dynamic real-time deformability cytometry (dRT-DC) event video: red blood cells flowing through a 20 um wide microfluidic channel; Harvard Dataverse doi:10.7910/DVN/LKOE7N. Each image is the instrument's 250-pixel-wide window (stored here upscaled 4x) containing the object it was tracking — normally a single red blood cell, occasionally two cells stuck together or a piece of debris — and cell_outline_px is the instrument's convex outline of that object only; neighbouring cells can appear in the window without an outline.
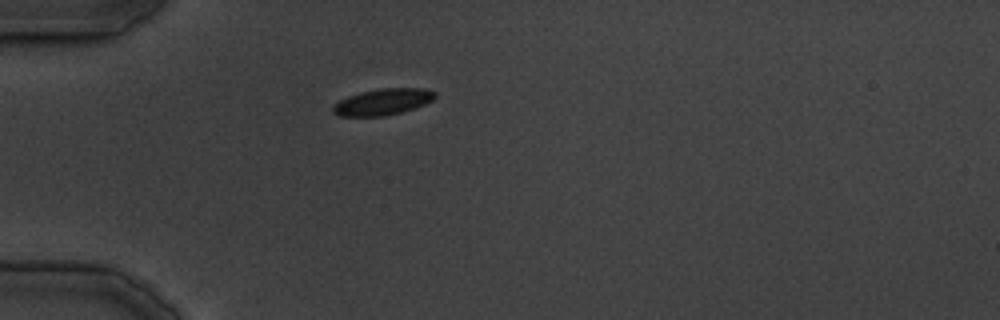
{"species": "common noctule bat (a hibernating species)", "species_latin": "Nyctalus noctula", "temperature_condition": "cold", "stored_images_in_passage": 14, "camera_frame_rate_fps": 3000, "um_per_image_px": 0.085, "animal": {"sex": "male", "body_mass_g": 19.5, "forearm_length_mm": 54.6}, "frame": {"image": 1, "passage_image": 1, "time_ms": 0.0, "image_size_px": [1000, 320], "cell_outline_px": [[436, 96], [432, 100], [424, 104], [400, 112], [384, 116], [340, 116], [332, 112], [332, 104], [348, 96], [360, 92], [380, 88], [428, 88], [436, 92]], "centroid_in_image_um": [32.52, 8.65], "position_along_channel_um": 52.5, "area_um2": 15.66}}
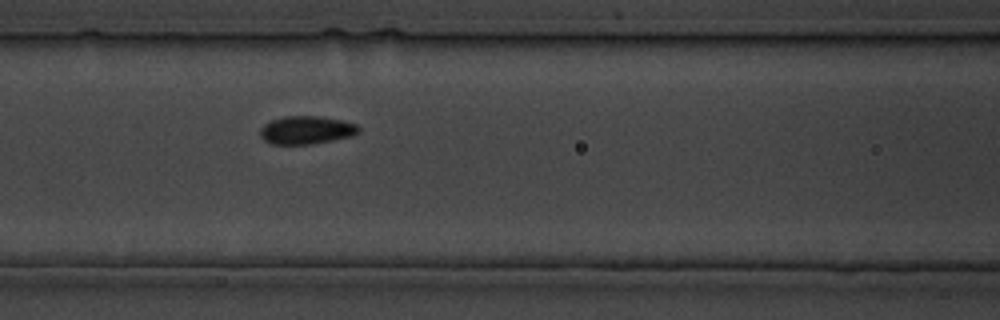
{"frame": {"image": 2, "passage_image": 7, "time_ms": 7.0, "image_size_px": [1000, 320], "cell_outline_px": [[360, 132], [352, 136], [312, 144], [272, 144], [264, 140], [260, 136], [260, 128], [264, 124], [272, 120], [284, 116], [320, 116], [340, 120], [356, 124], [360, 128]], "centroid_in_image_um": [26.04, 11.05], "position_along_channel_um": 140.6, "area_um2": 16.13}}